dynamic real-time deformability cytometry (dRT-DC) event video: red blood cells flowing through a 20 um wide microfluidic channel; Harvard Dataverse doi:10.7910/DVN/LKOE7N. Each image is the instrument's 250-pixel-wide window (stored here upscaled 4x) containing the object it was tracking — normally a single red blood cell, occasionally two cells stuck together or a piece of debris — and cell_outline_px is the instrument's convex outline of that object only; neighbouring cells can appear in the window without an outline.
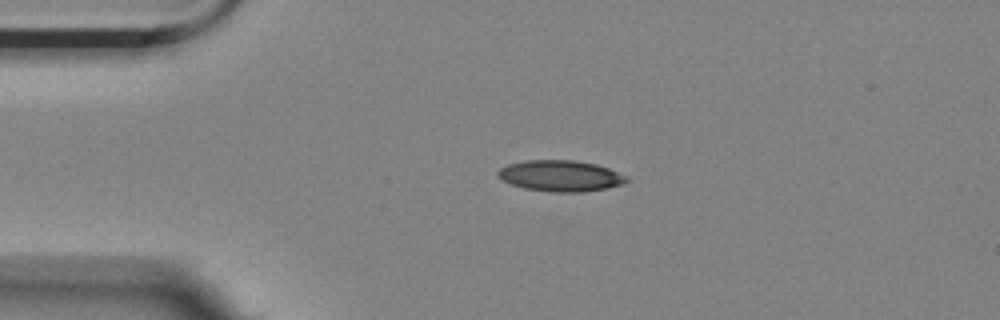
{"species": "Egyptian fruit bat (a non-hibernating species)", "species_latin": "Rousettus aegyptiacus", "temperature_condition": "room temperature", "stored_images_in_passage": 2, "camera_frame_rate_fps": 3000, "um_per_image_px": 0.085, "animal": {"sex": "female"}, "frame": {"image": 1, "passage_image": 1, "time_ms": 0.0, "image_size_px": [1000, 320], "cell_outline_px": [[628, 180], [620, 184], [608, 188], [584, 192], [552, 192], [524, 188], [512, 184], [496, 176], [496, 172], [500, 168], [508, 164], [524, 160], [572, 160], [596, 164], [608, 168], [628, 176]], "centroid_in_image_um": [47.63, 14.94], "position_along_channel_um": 37.4, "area_um2": 23.29}}